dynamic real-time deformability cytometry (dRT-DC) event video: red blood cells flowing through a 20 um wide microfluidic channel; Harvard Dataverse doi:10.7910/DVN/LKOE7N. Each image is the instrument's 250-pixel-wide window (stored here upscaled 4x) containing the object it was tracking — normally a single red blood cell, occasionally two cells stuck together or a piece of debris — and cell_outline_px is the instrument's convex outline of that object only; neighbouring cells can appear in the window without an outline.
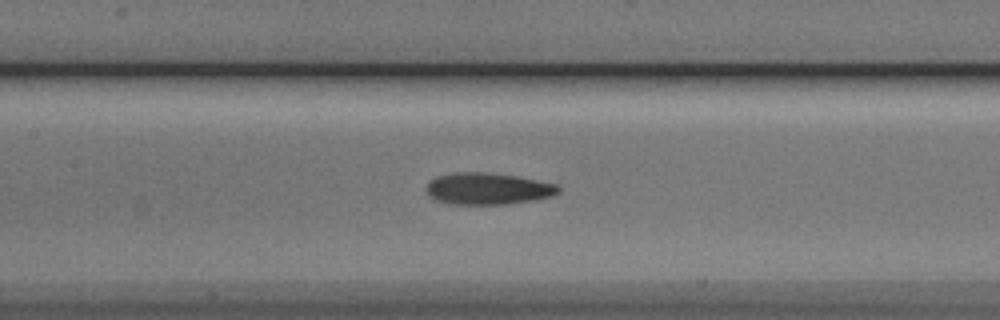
{"species": "Egyptian fruit bat (a non-hibernating species)", "species_latin": "Rousettus aegyptiacus", "temperature_condition": "cold", "stored_images_in_passage": 54, "camera_frame_rate_fps": 3000, "um_per_image_px": 0.085, "animal": {"sex": "male"}, "frame": {"image": 1, "passage_image": 25, "time_ms": 8.0, "image_size_px": [1000, 320], "cell_outline_px": [[560, 192], [552, 196], [536, 200], [504, 204], [452, 204], [436, 200], [428, 196], [428, 184], [432, 180], [440, 176], [456, 172], [484, 172], [516, 176], [556, 184], [560, 188]], "centroid_in_image_um": [41.5, 16.05], "position_along_channel_um": 165.9, "area_um2": 24.16}}
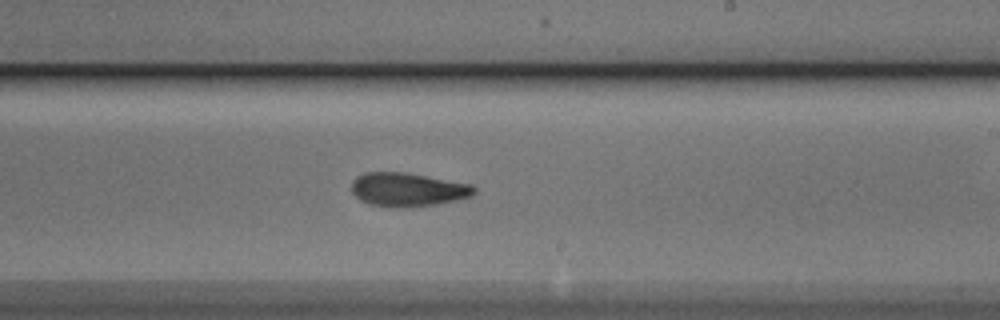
{"frame": {"image": 2, "passage_image": 32, "time_ms": 10.333, "image_size_px": [1000, 320], "cell_outline_px": [[476, 192], [472, 196], [456, 200], [436, 204], [412, 208], [396, 208], [372, 204], [360, 200], [352, 192], [352, 180], [356, 176], [364, 172], [408, 172], [472, 184], [476, 188]], "centroid_in_image_um": [34.68, 16.11], "position_along_channel_um": 254.3, "area_um2": 24.45}}
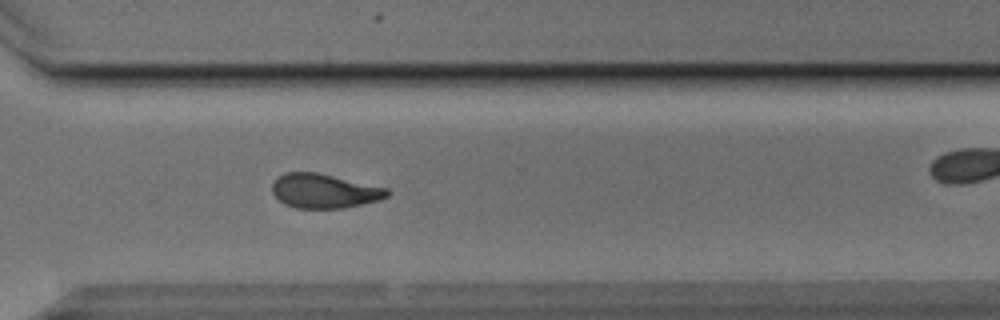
{"frame": {"image": 3, "passage_image": 39, "time_ms": 12.667, "image_size_px": [1000, 320], "cell_outline_px": [[392, 192], [388, 196], [380, 200], [344, 208], [296, 208], [284, 204], [272, 192], [272, 184], [280, 176], [288, 172], [316, 172], [388, 188]], "centroid_in_image_um": [27.6, 16.24], "position_along_channel_um": 343.0, "area_um2": 22.89}, "authors_computed_cell_mechanics": {"area_um2": 23.0911, "velocity_mm_per_s": 3.8055, "shape_relaxation_time_tau1_ms": 4.9062, "shape_relaxation_time_tau2_ms": 3.2678, "deformation_change_tau1": 0.1514, "deformation_change_tau2": 0.1044}}